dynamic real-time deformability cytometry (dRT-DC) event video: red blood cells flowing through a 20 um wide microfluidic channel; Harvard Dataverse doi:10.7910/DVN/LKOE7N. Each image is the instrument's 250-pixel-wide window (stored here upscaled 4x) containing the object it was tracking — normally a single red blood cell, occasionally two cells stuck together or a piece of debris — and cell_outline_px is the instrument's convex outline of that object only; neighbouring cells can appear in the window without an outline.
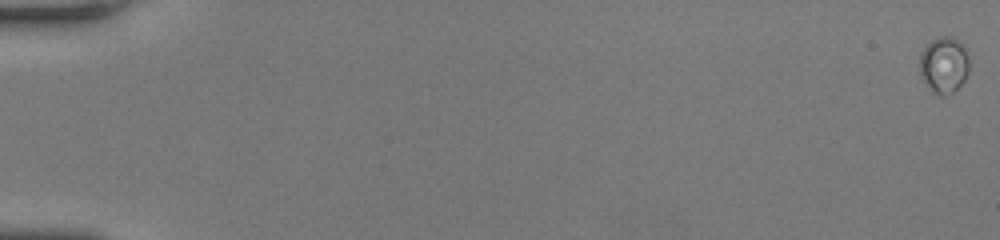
{"species": "human", "species_latin": "Homo sapiens", "temperature_condition": "room temperature", "stored_images_in_passage": 58, "camera_frame_rate_fps": 3000, "um_per_image_px": 0.085, "donor": {"sex": "female"}, "frame": {"image": 1, "passage_image": 1, "time_ms": 0.0, "image_size_px": [1000, 240], "cell_outline_px": [[968, 72], [964, 80], [952, 92], [944, 96], [940, 96], [932, 92], [924, 80], [920, 72], [920, 56], [924, 48], [932, 40], [940, 36], [952, 36], [964, 44], [968, 60]], "centroid_in_image_um": [80.24, 5.5], "position_along_channel_um": 4.8, "area_um2": 16.13}}